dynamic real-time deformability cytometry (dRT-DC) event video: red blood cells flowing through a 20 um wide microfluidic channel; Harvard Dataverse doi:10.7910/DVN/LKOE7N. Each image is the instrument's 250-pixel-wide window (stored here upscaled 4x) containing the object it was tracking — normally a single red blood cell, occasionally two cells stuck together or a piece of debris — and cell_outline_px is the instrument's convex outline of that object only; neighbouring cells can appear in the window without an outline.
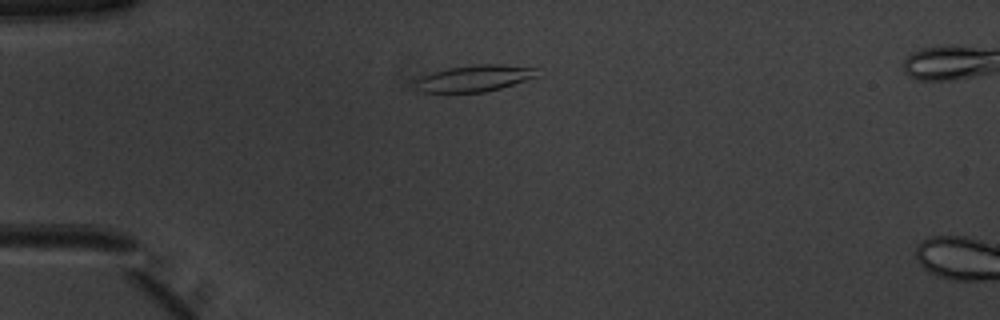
{"species": "common noctule bat (a hibernating species)", "species_latin": "Nyctalus noctula", "temperature_condition": "warm", "stored_images_in_passage": 4, "camera_frame_rate_fps": 3000, "um_per_image_px": 0.085, "animal": {"sex": "male", "body_mass_g": 20.1, "forearm_length_mm": 53.5}, "frame": {"image": 1, "passage_image": 1, "time_ms": 0.0, "image_size_px": [1000, 320], "cell_outline_px": [[540, 76], [500, 88], [484, 92], [424, 92], [416, 88], [412, 84], [412, 80], [420, 76], [448, 68], [476, 64], [500, 64], [536, 68]], "centroid_in_image_um": [40.29, 6.65], "position_along_channel_um": 44.7, "area_um2": 18.9}}